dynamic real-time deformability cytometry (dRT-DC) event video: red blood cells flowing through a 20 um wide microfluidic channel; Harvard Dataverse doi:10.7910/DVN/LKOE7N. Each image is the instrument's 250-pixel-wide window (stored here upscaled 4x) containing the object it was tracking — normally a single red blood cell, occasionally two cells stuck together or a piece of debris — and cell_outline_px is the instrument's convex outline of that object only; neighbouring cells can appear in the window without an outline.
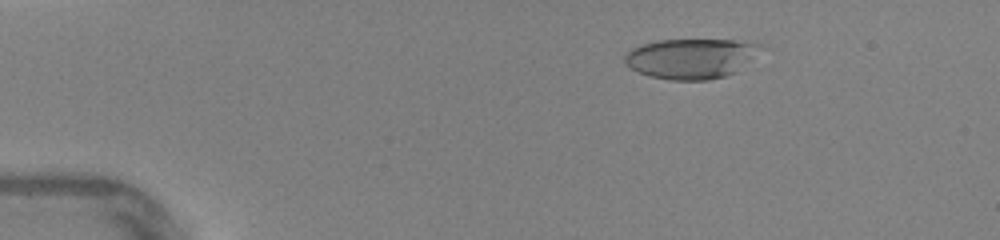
{"species": "human", "species_latin": "Homo sapiens", "temperature_condition": "warm", "stored_images_in_passage": 46, "camera_frame_rate_fps": 3000, "um_per_image_px": 0.085, "donor": {"sex": "female"}, "frame": {"image": 1, "passage_image": 8, "time_ms": 2.333, "image_size_px": [1000, 240], "cell_outline_px": [[768, 48], [736, 72], [724, 76], [708, 80], [672, 80], [648, 76], [624, 64], [624, 52], [640, 44], [660, 40], [736, 40], [764, 44]], "centroid_in_image_um": [58.8, 4.96], "position_along_channel_um": 26.2, "area_um2": 32.37}}
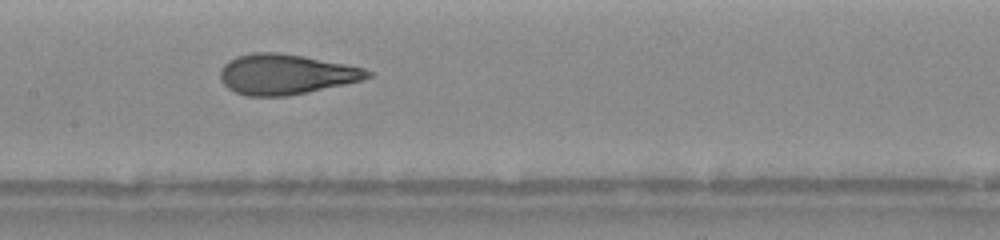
{"frame": {"image": 2, "passage_image": 24, "time_ms": 7.667, "image_size_px": [1000, 240], "cell_outline_px": [[372, 76], [360, 80], [344, 84], [308, 92], [288, 96], [248, 96], [236, 92], [228, 88], [220, 80], [220, 68], [228, 60], [236, 56], [252, 52], [276, 52], [300, 56], [344, 64], [364, 68], [372, 72]], "centroid_in_image_um": [24.24, 6.31], "position_along_channel_um": 183.2, "area_um2": 34.33}}
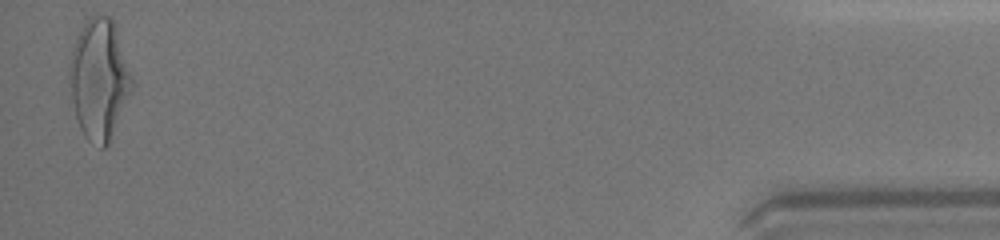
{"frame": {"image": 3, "passage_image": 46, "time_ms": 15.0, "image_size_px": [1000, 240], "cell_outline_px": [[136, 84], [108, 144], [104, 148], [100, 148], [88, 140], [84, 136], [80, 128], [76, 116], [72, 100], [68, 76], [68, 60], [72, 44], [80, 28], [88, 16], [96, 12], [108, 16], [112, 20]], "centroid_in_image_um": [8.42, 6.7], "position_along_channel_um": 426.8, "area_um2": 44.62}, "authors_computed_cell_mechanics": {"area_um2": 34.3621, "velocity_mm_per_s": 4.402, "shape_relaxation_time_tau1_ms": 3.8278, "shape_relaxation_time_tau2_ms": 0.7036, "deformation_change_tau1": 0.2101, "deformation_change_tau2": 0.0905}}